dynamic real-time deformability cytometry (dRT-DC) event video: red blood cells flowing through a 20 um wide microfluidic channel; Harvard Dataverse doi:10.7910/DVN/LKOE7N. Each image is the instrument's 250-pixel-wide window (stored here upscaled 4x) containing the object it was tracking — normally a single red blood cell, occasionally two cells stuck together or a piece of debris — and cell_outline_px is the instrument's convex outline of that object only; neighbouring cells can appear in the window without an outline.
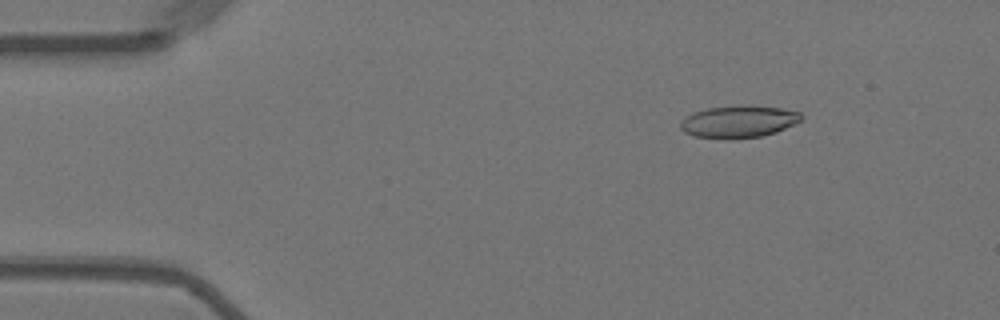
{"species": "Egyptian fruit bat (a non-hibernating species)", "species_latin": "Rousettus aegyptiacus", "temperature_condition": "warm", "stored_images_in_passage": 39, "camera_frame_rate_fps": 3000, "um_per_image_px": 0.085, "animal": {"sex": "female"}, "frame": {"image": 1, "passage_image": 1, "time_ms": 0.0, "image_size_px": [1000, 320], "cell_outline_px": [[804, 116], [800, 120], [776, 132], [760, 136], [732, 140], [728, 140], [696, 136], [684, 132], [680, 128], [680, 120], [692, 112], [708, 108], [744, 104], [748, 104], [780, 108], [800, 112]], "centroid_in_image_um": [62.75, 10.33], "position_along_channel_um": 22.3, "area_um2": 22.95}}
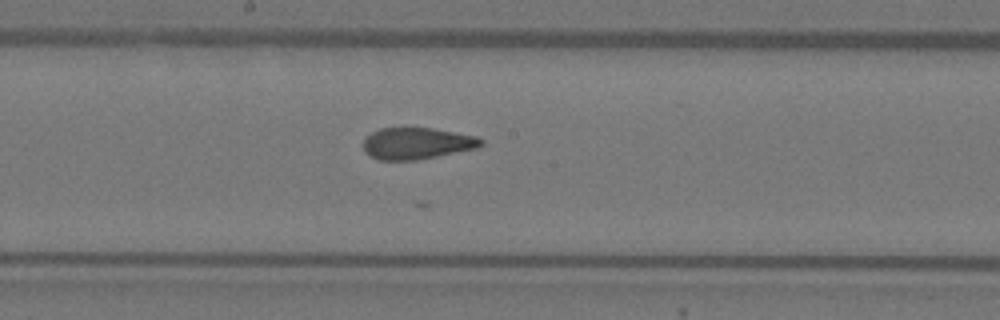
{"frame": {"image": 2, "passage_image": 23, "time_ms": 7.333, "image_size_px": [1000, 320], "cell_outline_px": [[484, 144], [476, 148], [416, 160], [380, 160], [364, 152], [364, 140], [372, 132], [380, 128], [432, 128], [476, 136], [484, 140]], "centroid_in_image_um": [35.44, 12.18], "position_along_channel_um": 212.8, "area_um2": 21.44}}
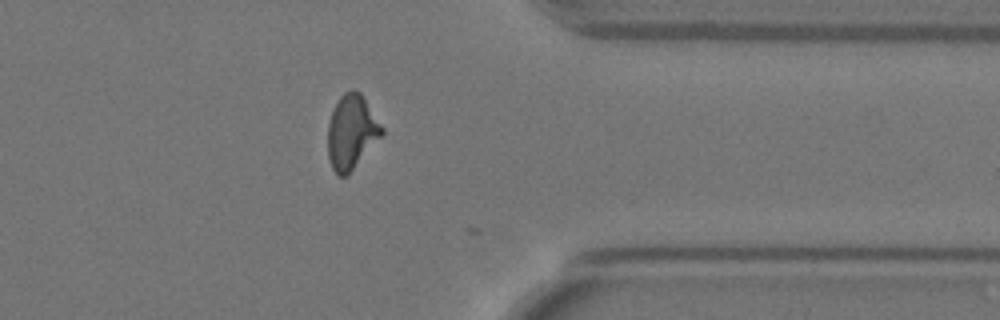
{"frame": {"image": 3, "passage_image": 38, "time_ms": 12.333, "image_size_px": [1000, 320], "cell_outline_px": [[384, 132], [352, 168], [344, 176], [340, 176], [332, 168], [328, 156], [328, 124], [332, 112], [340, 96], [344, 92], [352, 88], [360, 92], [384, 128]], "centroid_in_image_um": [29.86, 11.16], "position_along_channel_um": 381.5, "area_um2": 22.72}}